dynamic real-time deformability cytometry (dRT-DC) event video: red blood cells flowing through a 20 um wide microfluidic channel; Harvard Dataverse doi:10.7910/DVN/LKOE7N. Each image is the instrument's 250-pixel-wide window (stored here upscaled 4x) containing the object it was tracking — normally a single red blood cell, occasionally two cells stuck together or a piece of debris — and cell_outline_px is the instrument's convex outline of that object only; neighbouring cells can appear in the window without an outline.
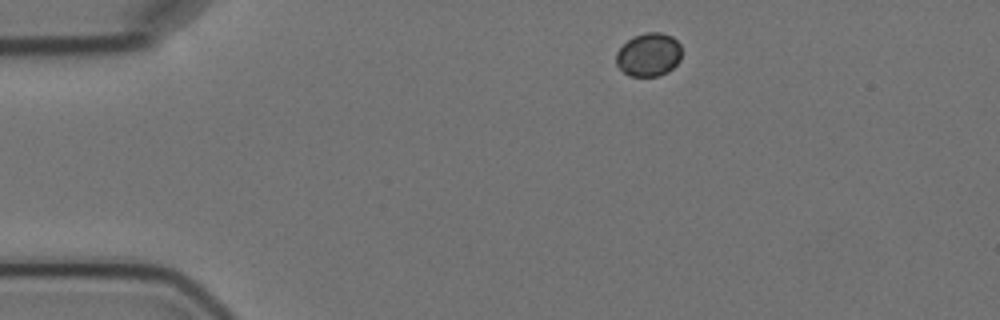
{"species": "Egyptian fruit bat (a non-hibernating species)", "species_latin": "Rousettus aegyptiacus", "temperature_condition": "cold", "stored_images_in_passage": 6, "camera_frame_rate_fps": 3000, "um_per_image_px": 0.085, "animal": {"sex": "female"}, "frame": {"image": 1, "passage_image": 1, "time_ms": 0.0, "image_size_px": [1000, 320], "cell_outline_px": [[680, 60], [668, 72], [656, 76], [628, 76], [616, 64], [616, 52], [632, 36], [644, 32], [660, 32], [672, 36], [680, 44]], "centroid_in_image_um": [55.13, 4.64], "position_along_channel_um": 29.9, "area_um2": 16.59}}
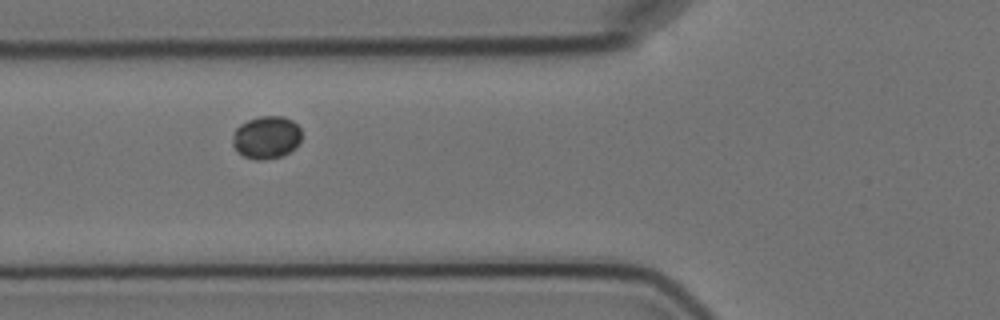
{"frame": {"image": 2, "passage_image": 4, "time_ms": 3.667, "image_size_px": [1000, 320], "cell_outline_px": [[300, 140], [296, 148], [284, 156], [264, 160], [256, 160], [244, 156], [232, 144], [232, 136], [236, 128], [240, 124], [248, 120], [260, 116], [284, 116], [292, 120], [300, 128]], "centroid_in_image_um": [22.66, 11.68], "position_along_channel_um": 103.1, "area_um2": 17.28}}
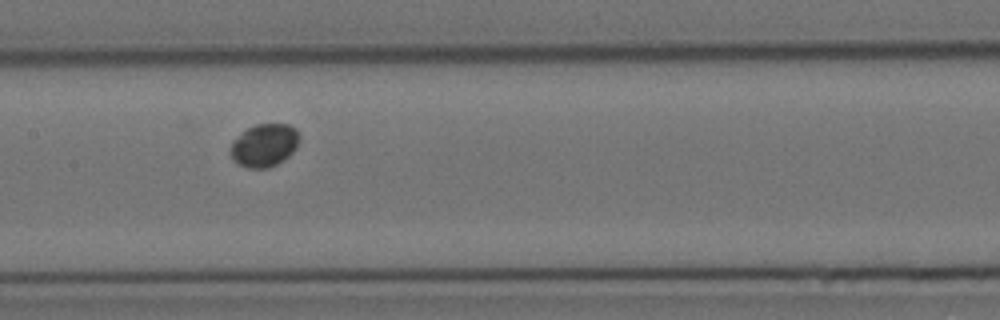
{"frame": {"image": 3, "passage_image": 6, "time_ms": 6.0, "image_size_px": [1000, 320], "cell_outline_px": [[300, 136], [296, 148], [284, 160], [268, 168], [248, 168], [232, 160], [232, 140], [248, 128], [256, 124], [288, 124], [296, 128], [300, 132]], "centroid_in_image_um": [22.5, 12.34], "position_along_channel_um": 184.9, "area_um2": 17.17}}